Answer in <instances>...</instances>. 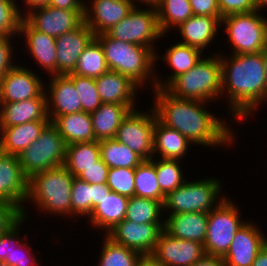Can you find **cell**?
I'll list each match as a JSON object with an SVG mask.
<instances>
[{
  "mask_svg": "<svg viewBox=\"0 0 267 266\" xmlns=\"http://www.w3.org/2000/svg\"><path fill=\"white\" fill-rule=\"evenodd\" d=\"M193 15L222 17L218 0H189Z\"/></svg>",
  "mask_w": 267,
  "mask_h": 266,
  "instance_id": "obj_49",
  "label": "cell"
},
{
  "mask_svg": "<svg viewBox=\"0 0 267 266\" xmlns=\"http://www.w3.org/2000/svg\"><path fill=\"white\" fill-rule=\"evenodd\" d=\"M74 178L64 166L36 173L29 178L26 202L33 201L45 213L71 217Z\"/></svg>",
  "mask_w": 267,
  "mask_h": 266,
  "instance_id": "obj_4",
  "label": "cell"
},
{
  "mask_svg": "<svg viewBox=\"0 0 267 266\" xmlns=\"http://www.w3.org/2000/svg\"><path fill=\"white\" fill-rule=\"evenodd\" d=\"M221 191L222 185L219 179L207 178L191 182L186 180L180 187L165 196L163 209L171 210L170 214L209 213L225 199V196L220 197Z\"/></svg>",
  "mask_w": 267,
  "mask_h": 266,
  "instance_id": "obj_6",
  "label": "cell"
},
{
  "mask_svg": "<svg viewBox=\"0 0 267 266\" xmlns=\"http://www.w3.org/2000/svg\"><path fill=\"white\" fill-rule=\"evenodd\" d=\"M131 1L135 4V6H137L135 0ZM136 1L146 4V6L149 4L148 5L149 7H156L160 2V0H136Z\"/></svg>",
  "mask_w": 267,
  "mask_h": 266,
  "instance_id": "obj_57",
  "label": "cell"
},
{
  "mask_svg": "<svg viewBox=\"0 0 267 266\" xmlns=\"http://www.w3.org/2000/svg\"><path fill=\"white\" fill-rule=\"evenodd\" d=\"M51 123L57 128L67 145L96 141L90 113L81 111L57 116Z\"/></svg>",
  "mask_w": 267,
  "mask_h": 266,
  "instance_id": "obj_28",
  "label": "cell"
},
{
  "mask_svg": "<svg viewBox=\"0 0 267 266\" xmlns=\"http://www.w3.org/2000/svg\"><path fill=\"white\" fill-rule=\"evenodd\" d=\"M258 225L246 222L235 233L230 248L223 257L226 266H252L259 251L267 243V237Z\"/></svg>",
  "mask_w": 267,
  "mask_h": 266,
  "instance_id": "obj_18",
  "label": "cell"
},
{
  "mask_svg": "<svg viewBox=\"0 0 267 266\" xmlns=\"http://www.w3.org/2000/svg\"><path fill=\"white\" fill-rule=\"evenodd\" d=\"M41 78L16 64L0 79V103L19 102L38 97L45 90Z\"/></svg>",
  "mask_w": 267,
  "mask_h": 266,
  "instance_id": "obj_16",
  "label": "cell"
},
{
  "mask_svg": "<svg viewBox=\"0 0 267 266\" xmlns=\"http://www.w3.org/2000/svg\"><path fill=\"white\" fill-rule=\"evenodd\" d=\"M213 56L205 58L202 56L193 68L180 74L165 89L173 96L181 99L209 102L220 98L221 62L219 54Z\"/></svg>",
  "mask_w": 267,
  "mask_h": 266,
  "instance_id": "obj_5",
  "label": "cell"
},
{
  "mask_svg": "<svg viewBox=\"0 0 267 266\" xmlns=\"http://www.w3.org/2000/svg\"><path fill=\"white\" fill-rule=\"evenodd\" d=\"M191 266H226L223 257L205 255Z\"/></svg>",
  "mask_w": 267,
  "mask_h": 266,
  "instance_id": "obj_53",
  "label": "cell"
},
{
  "mask_svg": "<svg viewBox=\"0 0 267 266\" xmlns=\"http://www.w3.org/2000/svg\"><path fill=\"white\" fill-rule=\"evenodd\" d=\"M161 211H163V202L133 196L129 198L125 220L138 224L165 223V220H161Z\"/></svg>",
  "mask_w": 267,
  "mask_h": 266,
  "instance_id": "obj_37",
  "label": "cell"
},
{
  "mask_svg": "<svg viewBox=\"0 0 267 266\" xmlns=\"http://www.w3.org/2000/svg\"><path fill=\"white\" fill-rule=\"evenodd\" d=\"M83 0H50L49 6L66 10H85Z\"/></svg>",
  "mask_w": 267,
  "mask_h": 266,
  "instance_id": "obj_51",
  "label": "cell"
},
{
  "mask_svg": "<svg viewBox=\"0 0 267 266\" xmlns=\"http://www.w3.org/2000/svg\"><path fill=\"white\" fill-rule=\"evenodd\" d=\"M221 19L222 17L193 15L178 26L183 39L180 43L204 50L216 38Z\"/></svg>",
  "mask_w": 267,
  "mask_h": 266,
  "instance_id": "obj_26",
  "label": "cell"
},
{
  "mask_svg": "<svg viewBox=\"0 0 267 266\" xmlns=\"http://www.w3.org/2000/svg\"><path fill=\"white\" fill-rule=\"evenodd\" d=\"M135 169L136 168H109L107 186L112 192L131 198L135 196Z\"/></svg>",
  "mask_w": 267,
  "mask_h": 266,
  "instance_id": "obj_43",
  "label": "cell"
},
{
  "mask_svg": "<svg viewBox=\"0 0 267 266\" xmlns=\"http://www.w3.org/2000/svg\"><path fill=\"white\" fill-rule=\"evenodd\" d=\"M50 80L47 85L49 93L46 92L47 115L50 121L57 116L81 112V101L73 81L67 75H52Z\"/></svg>",
  "mask_w": 267,
  "mask_h": 266,
  "instance_id": "obj_20",
  "label": "cell"
},
{
  "mask_svg": "<svg viewBox=\"0 0 267 266\" xmlns=\"http://www.w3.org/2000/svg\"><path fill=\"white\" fill-rule=\"evenodd\" d=\"M108 70L102 46L94 38L79 56L72 74L96 79Z\"/></svg>",
  "mask_w": 267,
  "mask_h": 266,
  "instance_id": "obj_36",
  "label": "cell"
},
{
  "mask_svg": "<svg viewBox=\"0 0 267 266\" xmlns=\"http://www.w3.org/2000/svg\"><path fill=\"white\" fill-rule=\"evenodd\" d=\"M208 227V213L187 212L169 214L164 230L172 237L204 244Z\"/></svg>",
  "mask_w": 267,
  "mask_h": 266,
  "instance_id": "obj_25",
  "label": "cell"
},
{
  "mask_svg": "<svg viewBox=\"0 0 267 266\" xmlns=\"http://www.w3.org/2000/svg\"><path fill=\"white\" fill-rule=\"evenodd\" d=\"M221 62V97L226 93L236 121L249 118L261 102L267 101L266 74L262 52L232 54ZM226 91V92H225Z\"/></svg>",
  "mask_w": 267,
  "mask_h": 266,
  "instance_id": "obj_2",
  "label": "cell"
},
{
  "mask_svg": "<svg viewBox=\"0 0 267 266\" xmlns=\"http://www.w3.org/2000/svg\"><path fill=\"white\" fill-rule=\"evenodd\" d=\"M129 198L116 192H110L93 208L89 219L94 227L110 231L116 224L125 219Z\"/></svg>",
  "mask_w": 267,
  "mask_h": 266,
  "instance_id": "obj_27",
  "label": "cell"
},
{
  "mask_svg": "<svg viewBox=\"0 0 267 266\" xmlns=\"http://www.w3.org/2000/svg\"><path fill=\"white\" fill-rule=\"evenodd\" d=\"M28 181L22 171L19 157L0 151V200L17 206L22 211L24 219L27 210L22 203L27 200Z\"/></svg>",
  "mask_w": 267,
  "mask_h": 266,
  "instance_id": "obj_15",
  "label": "cell"
},
{
  "mask_svg": "<svg viewBox=\"0 0 267 266\" xmlns=\"http://www.w3.org/2000/svg\"><path fill=\"white\" fill-rule=\"evenodd\" d=\"M92 213V188L91 184L75 177L71 190V217L83 215L89 217ZM75 214V216H74Z\"/></svg>",
  "mask_w": 267,
  "mask_h": 266,
  "instance_id": "obj_42",
  "label": "cell"
},
{
  "mask_svg": "<svg viewBox=\"0 0 267 266\" xmlns=\"http://www.w3.org/2000/svg\"><path fill=\"white\" fill-rule=\"evenodd\" d=\"M130 111L127 105L102 103L96 111L90 113L95 140L115 138L117 129Z\"/></svg>",
  "mask_w": 267,
  "mask_h": 266,
  "instance_id": "obj_29",
  "label": "cell"
},
{
  "mask_svg": "<svg viewBox=\"0 0 267 266\" xmlns=\"http://www.w3.org/2000/svg\"><path fill=\"white\" fill-rule=\"evenodd\" d=\"M67 76L73 81L79 94L82 111L92 113L96 111L102 101L100 99L94 78L69 73Z\"/></svg>",
  "mask_w": 267,
  "mask_h": 266,
  "instance_id": "obj_40",
  "label": "cell"
},
{
  "mask_svg": "<svg viewBox=\"0 0 267 266\" xmlns=\"http://www.w3.org/2000/svg\"><path fill=\"white\" fill-rule=\"evenodd\" d=\"M202 52L195 47L180 42L172 45L166 50L165 56L161 59L166 60L174 71L167 80L162 79L164 81L159 79L161 77H155V88H166L180 74L188 72L201 60Z\"/></svg>",
  "mask_w": 267,
  "mask_h": 266,
  "instance_id": "obj_30",
  "label": "cell"
},
{
  "mask_svg": "<svg viewBox=\"0 0 267 266\" xmlns=\"http://www.w3.org/2000/svg\"><path fill=\"white\" fill-rule=\"evenodd\" d=\"M136 110H131L123 119L115 139L143 160H150L154 156V124L157 116L154 109L149 113Z\"/></svg>",
  "mask_w": 267,
  "mask_h": 266,
  "instance_id": "obj_11",
  "label": "cell"
},
{
  "mask_svg": "<svg viewBox=\"0 0 267 266\" xmlns=\"http://www.w3.org/2000/svg\"><path fill=\"white\" fill-rule=\"evenodd\" d=\"M100 156L109 168H136L143 159L115 138L99 141Z\"/></svg>",
  "mask_w": 267,
  "mask_h": 266,
  "instance_id": "obj_33",
  "label": "cell"
},
{
  "mask_svg": "<svg viewBox=\"0 0 267 266\" xmlns=\"http://www.w3.org/2000/svg\"><path fill=\"white\" fill-rule=\"evenodd\" d=\"M24 218L8 233L0 236V262H5L6 255H9L11 243L18 237L17 234L20 230L22 223H24Z\"/></svg>",
  "mask_w": 267,
  "mask_h": 266,
  "instance_id": "obj_50",
  "label": "cell"
},
{
  "mask_svg": "<svg viewBox=\"0 0 267 266\" xmlns=\"http://www.w3.org/2000/svg\"><path fill=\"white\" fill-rule=\"evenodd\" d=\"M136 266H162L151 255H142Z\"/></svg>",
  "mask_w": 267,
  "mask_h": 266,
  "instance_id": "obj_55",
  "label": "cell"
},
{
  "mask_svg": "<svg viewBox=\"0 0 267 266\" xmlns=\"http://www.w3.org/2000/svg\"><path fill=\"white\" fill-rule=\"evenodd\" d=\"M205 255L204 244L172 237L165 230L151 254L162 266H191Z\"/></svg>",
  "mask_w": 267,
  "mask_h": 266,
  "instance_id": "obj_14",
  "label": "cell"
},
{
  "mask_svg": "<svg viewBox=\"0 0 267 266\" xmlns=\"http://www.w3.org/2000/svg\"><path fill=\"white\" fill-rule=\"evenodd\" d=\"M19 35L25 36L26 47L35 62L49 72V75H56V38L32 28L24 19Z\"/></svg>",
  "mask_w": 267,
  "mask_h": 266,
  "instance_id": "obj_23",
  "label": "cell"
},
{
  "mask_svg": "<svg viewBox=\"0 0 267 266\" xmlns=\"http://www.w3.org/2000/svg\"><path fill=\"white\" fill-rule=\"evenodd\" d=\"M189 140L176 129L161 123L158 119L154 124V155L159 153L162 159L180 160L185 157Z\"/></svg>",
  "mask_w": 267,
  "mask_h": 266,
  "instance_id": "obj_31",
  "label": "cell"
},
{
  "mask_svg": "<svg viewBox=\"0 0 267 266\" xmlns=\"http://www.w3.org/2000/svg\"><path fill=\"white\" fill-rule=\"evenodd\" d=\"M104 237L98 266H136L141 253L113 242L106 235Z\"/></svg>",
  "mask_w": 267,
  "mask_h": 266,
  "instance_id": "obj_38",
  "label": "cell"
},
{
  "mask_svg": "<svg viewBox=\"0 0 267 266\" xmlns=\"http://www.w3.org/2000/svg\"><path fill=\"white\" fill-rule=\"evenodd\" d=\"M262 56L264 60V68L266 74V85H267V47L262 51Z\"/></svg>",
  "mask_w": 267,
  "mask_h": 266,
  "instance_id": "obj_59",
  "label": "cell"
},
{
  "mask_svg": "<svg viewBox=\"0 0 267 266\" xmlns=\"http://www.w3.org/2000/svg\"><path fill=\"white\" fill-rule=\"evenodd\" d=\"M67 144L50 122L27 149L18 157L25 176L64 166Z\"/></svg>",
  "mask_w": 267,
  "mask_h": 266,
  "instance_id": "obj_7",
  "label": "cell"
},
{
  "mask_svg": "<svg viewBox=\"0 0 267 266\" xmlns=\"http://www.w3.org/2000/svg\"><path fill=\"white\" fill-rule=\"evenodd\" d=\"M95 35L84 21L76 29L56 38V75L72 73L78 58Z\"/></svg>",
  "mask_w": 267,
  "mask_h": 266,
  "instance_id": "obj_17",
  "label": "cell"
},
{
  "mask_svg": "<svg viewBox=\"0 0 267 266\" xmlns=\"http://www.w3.org/2000/svg\"><path fill=\"white\" fill-rule=\"evenodd\" d=\"M180 160L160 159L155 160V170L162 193L166 196L180 187L186 180L179 166Z\"/></svg>",
  "mask_w": 267,
  "mask_h": 266,
  "instance_id": "obj_39",
  "label": "cell"
},
{
  "mask_svg": "<svg viewBox=\"0 0 267 266\" xmlns=\"http://www.w3.org/2000/svg\"><path fill=\"white\" fill-rule=\"evenodd\" d=\"M16 0H0V35L19 36L21 22L25 13L20 11Z\"/></svg>",
  "mask_w": 267,
  "mask_h": 266,
  "instance_id": "obj_41",
  "label": "cell"
},
{
  "mask_svg": "<svg viewBox=\"0 0 267 266\" xmlns=\"http://www.w3.org/2000/svg\"><path fill=\"white\" fill-rule=\"evenodd\" d=\"M108 171L109 167L101 159L95 165L86 169L77 178L89 184H106Z\"/></svg>",
  "mask_w": 267,
  "mask_h": 266,
  "instance_id": "obj_47",
  "label": "cell"
},
{
  "mask_svg": "<svg viewBox=\"0 0 267 266\" xmlns=\"http://www.w3.org/2000/svg\"><path fill=\"white\" fill-rule=\"evenodd\" d=\"M46 90L38 97L19 102L0 103V127H10L37 120H50L47 115Z\"/></svg>",
  "mask_w": 267,
  "mask_h": 266,
  "instance_id": "obj_22",
  "label": "cell"
},
{
  "mask_svg": "<svg viewBox=\"0 0 267 266\" xmlns=\"http://www.w3.org/2000/svg\"><path fill=\"white\" fill-rule=\"evenodd\" d=\"M87 6L85 5L84 21L96 36L118 24L132 11L135 4L131 0H92L91 6Z\"/></svg>",
  "mask_w": 267,
  "mask_h": 266,
  "instance_id": "obj_19",
  "label": "cell"
},
{
  "mask_svg": "<svg viewBox=\"0 0 267 266\" xmlns=\"http://www.w3.org/2000/svg\"><path fill=\"white\" fill-rule=\"evenodd\" d=\"M222 18L231 14L256 10V0H218Z\"/></svg>",
  "mask_w": 267,
  "mask_h": 266,
  "instance_id": "obj_46",
  "label": "cell"
},
{
  "mask_svg": "<svg viewBox=\"0 0 267 266\" xmlns=\"http://www.w3.org/2000/svg\"><path fill=\"white\" fill-rule=\"evenodd\" d=\"M95 84L102 103L127 105L135 110V94L139 86L129 77L108 70L95 79Z\"/></svg>",
  "mask_w": 267,
  "mask_h": 266,
  "instance_id": "obj_21",
  "label": "cell"
},
{
  "mask_svg": "<svg viewBox=\"0 0 267 266\" xmlns=\"http://www.w3.org/2000/svg\"><path fill=\"white\" fill-rule=\"evenodd\" d=\"M260 14L254 10L221 19L233 46L232 54L259 53L267 47V19Z\"/></svg>",
  "mask_w": 267,
  "mask_h": 266,
  "instance_id": "obj_8",
  "label": "cell"
},
{
  "mask_svg": "<svg viewBox=\"0 0 267 266\" xmlns=\"http://www.w3.org/2000/svg\"><path fill=\"white\" fill-rule=\"evenodd\" d=\"M22 219V211L17 206L0 200V236L8 233Z\"/></svg>",
  "mask_w": 267,
  "mask_h": 266,
  "instance_id": "obj_45",
  "label": "cell"
},
{
  "mask_svg": "<svg viewBox=\"0 0 267 266\" xmlns=\"http://www.w3.org/2000/svg\"><path fill=\"white\" fill-rule=\"evenodd\" d=\"M95 39L102 46L109 70L129 77L139 87H144L146 80L152 81L155 89L156 54L150 48L110 38L106 33L96 35Z\"/></svg>",
  "mask_w": 267,
  "mask_h": 266,
  "instance_id": "obj_3",
  "label": "cell"
},
{
  "mask_svg": "<svg viewBox=\"0 0 267 266\" xmlns=\"http://www.w3.org/2000/svg\"><path fill=\"white\" fill-rule=\"evenodd\" d=\"M105 33L110 38L150 48L156 54V61L161 57L153 46L155 40L164 36L158 24L155 7L139 9L135 6L124 19Z\"/></svg>",
  "mask_w": 267,
  "mask_h": 266,
  "instance_id": "obj_10",
  "label": "cell"
},
{
  "mask_svg": "<svg viewBox=\"0 0 267 266\" xmlns=\"http://www.w3.org/2000/svg\"><path fill=\"white\" fill-rule=\"evenodd\" d=\"M155 8L163 35L193 16L189 0H160Z\"/></svg>",
  "mask_w": 267,
  "mask_h": 266,
  "instance_id": "obj_34",
  "label": "cell"
},
{
  "mask_svg": "<svg viewBox=\"0 0 267 266\" xmlns=\"http://www.w3.org/2000/svg\"><path fill=\"white\" fill-rule=\"evenodd\" d=\"M267 6V0H256V10L262 11V7L266 8Z\"/></svg>",
  "mask_w": 267,
  "mask_h": 266,
  "instance_id": "obj_58",
  "label": "cell"
},
{
  "mask_svg": "<svg viewBox=\"0 0 267 266\" xmlns=\"http://www.w3.org/2000/svg\"><path fill=\"white\" fill-rule=\"evenodd\" d=\"M50 120H37L24 124L0 127V151L19 156L39 136Z\"/></svg>",
  "mask_w": 267,
  "mask_h": 266,
  "instance_id": "obj_24",
  "label": "cell"
},
{
  "mask_svg": "<svg viewBox=\"0 0 267 266\" xmlns=\"http://www.w3.org/2000/svg\"><path fill=\"white\" fill-rule=\"evenodd\" d=\"M239 215V209L228 197L208 213V227L204 240L206 255H226L235 233L245 223Z\"/></svg>",
  "mask_w": 267,
  "mask_h": 266,
  "instance_id": "obj_9",
  "label": "cell"
},
{
  "mask_svg": "<svg viewBox=\"0 0 267 266\" xmlns=\"http://www.w3.org/2000/svg\"><path fill=\"white\" fill-rule=\"evenodd\" d=\"M152 90L155 95L152 109L157 119L167 127L176 129L191 144L218 147L235 142V134L229 125L203 108L209 102L181 99L165 88Z\"/></svg>",
  "mask_w": 267,
  "mask_h": 266,
  "instance_id": "obj_1",
  "label": "cell"
},
{
  "mask_svg": "<svg viewBox=\"0 0 267 266\" xmlns=\"http://www.w3.org/2000/svg\"><path fill=\"white\" fill-rule=\"evenodd\" d=\"M24 20L34 29L57 38L84 22V10H66L41 6L25 12Z\"/></svg>",
  "mask_w": 267,
  "mask_h": 266,
  "instance_id": "obj_13",
  "label": "cell"
},
{
  "mask_svg": "<svg viewBox=\"0 0 267 266\" xmlns=\"http://www.w3.org/2000/svg\"><path fill=\"white\" fill-rule=\"evenodd\" d=\"M252 266H267V243L259 251Z\"/></svg>",
  "mask_w": 267,
  "mask_h": 266,
  "instance_id": "obj_54",
  "label": "cell"
},
{
  "mask_svg": "<svg viewBox=\"0 0 267 266\" xmlns=\"http://www.w3.org/2000/svg\"><path fill=\"white\" fill-rule=\"evenodd\" d=\"M164 227L165 223L138 224L124 219L108 231L106 236L113 242L136 250L142 255H151Z\"/></svg>",
  "mask_w": 267,
  "mask_h": 266,
  "instance_id": "obj_12",
  "label": "cell"
},
{
  "mask_svg": "<svg viewBox=\"0 0 267 266\" xmlns=\"http://www.w3.org/2000/svg\"><path fill=\"white\" fill-rule=\"evenodd\" d=\"M153 159L143 160L135 169V196L164 202L165 195L159 187Z\"/></svg>",
  "mask_w": 267,
  "mask_h": 266,
  "instance_id": "obj_35",
  "label": "cell"
},
{
  "mask_svg": "<svg viewBox=\"0 0 267 266\" xmlns=\"http://www.w3.org/2000/svg\"><path fill=\"white\" fill-rule=\"evenodd\" d=\"M92 188V211L111 190L107 184H91Z\"/></svg>",
  "mask_w": 267,
  "mask_h": 266,
  "instance_id": "obj_52",
  "label": "cell"
},
{
  "mask_svg": "<svg viewBox=\"0 0 267 266\" xmlns=\"http://www.w3.org/2000/svg\"><path fill=\"white\" fill-rule=\"evenodd\" d=\"M21 240L22 238L18 236L11 243L9 255H6V259L4 263L9 264L10 266H32V265L37 266L39 265L38 262L36 263L37 258H35L36 256H34L33 254L34 252H32V248L26 245L25 243L26 241L22 242Z\"/></svg>",
  "mask_w": 267,
  "mask_h": 266,
  "instance_id": "obj_44",
  "label": "cell"
},
{
  "mask_svg": "<svg viewBox=\"0 0 267 266\" xmlns=\"http://www.w3.org/2000/svg\"><path fill=\"white\" fill-rule=\"evenodd\" d=\"M11 38L5 35H0V79L10 70L12 69L16 63H12L13 61V48Z\"/></svg>",
  "mask_w": 267,
  "mask_h": 266,
  "instance_id": "obj_48",
  "label": "cell"
},
{
  "mask_svg": "<svg viewBox=\"0 0 267 266\" xmlns=\"http://www.w3.org/2000/svg\"><path fill=\"white\" fill-rule=\"evenodd\" d=\"M50 0H24L25 4L29 7H27V12L31 11L34 8H38L41 6H48Z\"/></svg>",
  "mask_w": 267,
  "mask_h": 266,
  "instance_id": "obj_56",
  "label": "cell"
},
{
  "mask_svg": "<svg viewBox=\"0 0 267 266\" xmlns=\"http://www.w3.org/2000/svg\"><path fill=\"white\" fill-rule=\"evenodd\" d=\"M0 266H10L9 264H6L4 262H0Z\"/></svg>",
  "mask_w": 267,
  "mask_h": 266,
  "instance_id": "obj_60",
  "label": "cell"
},
{
  "mask_svg": "<svg viewBox=\"0 0 267 266\" xmlns=\"http://www.w3.org/2000/svg\"><path fill=\"white\" fill-rule=\"evenodd\" d=\"M100 160L99 141L73 143L67 145L64 167L78 177Z\"/></svg>",
  "mask_w": 267,
  "mask_h": 266,
  "instance_id": "obj_32",
  "label": "cell"
}]
</instances>
